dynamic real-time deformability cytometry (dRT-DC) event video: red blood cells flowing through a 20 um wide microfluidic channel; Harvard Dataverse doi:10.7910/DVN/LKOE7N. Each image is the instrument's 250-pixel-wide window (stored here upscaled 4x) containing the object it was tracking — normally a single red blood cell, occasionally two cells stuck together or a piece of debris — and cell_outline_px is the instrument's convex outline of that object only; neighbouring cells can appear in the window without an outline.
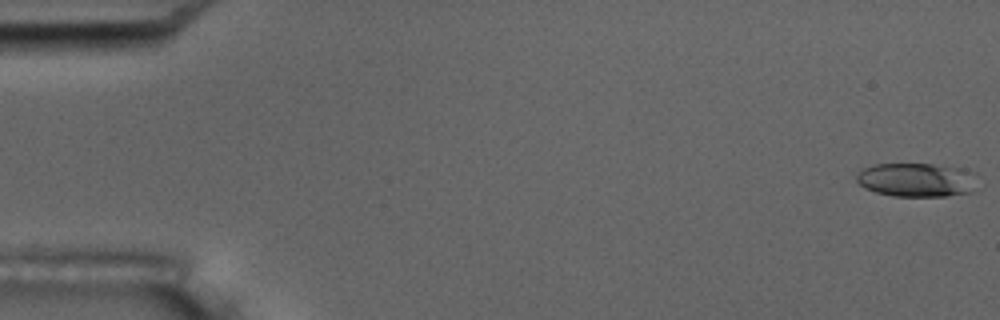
{"species": "common noctule bat (a hibernating species)", "species_latin": "Nyctalus noctula", "temperature_condition": "room temperature", "stored_images_in_passage": 49, "camera_frame_rate_fps": 3000, "um_per_image_px": 0.085, "animal": {"sex": "male", "body_mass_g": 17.5, "forearm_length_mm": 52.3}, "frame": {"image": 1, "passage_image": 1, "time_ms": 0.0, "image_size_px": [1000, 320], "cell_outline_px": [[976, 188], [972, 192], [948, 196], [892, 196], [876, 192], [864, 188], [856, 180], [856, 176], [864, 168], [872, 164], [932, 164], [960, 168]], "centroid_in_image_um": [77.77, 15.31], "position_along_channel_um": 7.2, "area_um2": 23.18}}
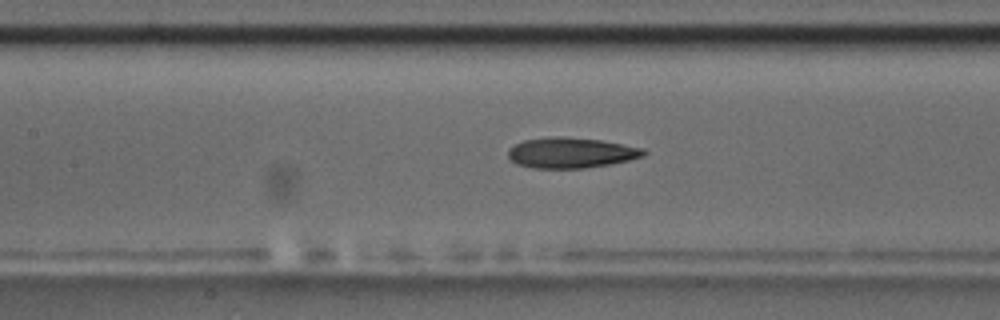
{"frame": {"image": 2, "passage_image": 25, "time_ms": 8.0, "image_size_px": [1000, 320], "cell_outline_px": [[648, 152], [644, 156], [628, 160], [608, 164], [584, 168], [532, 168], [516, 164], [508, 156], [508, 148], [524, 140], [548, 136], [564, 136], [600, 140], [644, 148]], "centroid_in_image_um": [48.52, 12.97], "position_along_channel_um": 158.9, "area_um2": 24.16}}
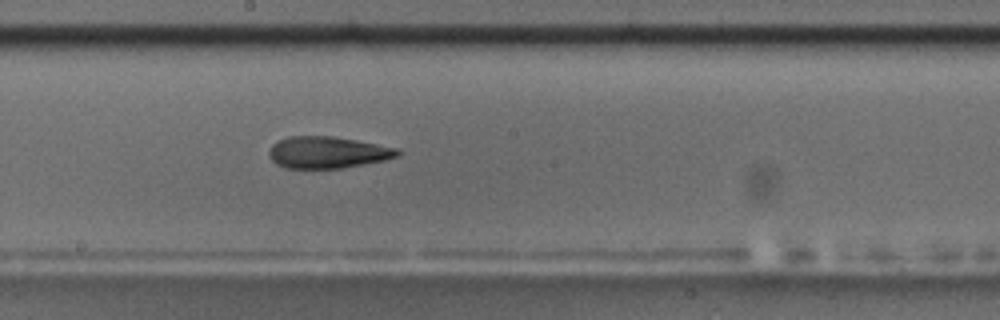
{"frame": {"image": 3, "passage_image": 30, "time_ms": 9.667, "image_size_px": [1000, 320], "cell_outline_px": [[400, 152], [396, 156], [384, 160], [340, 168], [284, 168], [276, 164], [272, 160], [268, 152], [272, 144], [288, 136], [332, 136], [356, 140], [400, 148]], "centroid_in_image_um": [27.82, 12.94], "position_along_channel_um": 220.4, "area_um2": 23.64}, "authors_computed_cell_mechanics": {"area_um2": 23.5246, "velocity_mm_per_s": 3.7217, "shape_relaxation_time_tau1_ms": 8.2814, "shape_relaxation_time_tau2_ms": 2.7658, "deformation_change_tau1": 0.2067, "deformation_change_tau2": 0.1186}}